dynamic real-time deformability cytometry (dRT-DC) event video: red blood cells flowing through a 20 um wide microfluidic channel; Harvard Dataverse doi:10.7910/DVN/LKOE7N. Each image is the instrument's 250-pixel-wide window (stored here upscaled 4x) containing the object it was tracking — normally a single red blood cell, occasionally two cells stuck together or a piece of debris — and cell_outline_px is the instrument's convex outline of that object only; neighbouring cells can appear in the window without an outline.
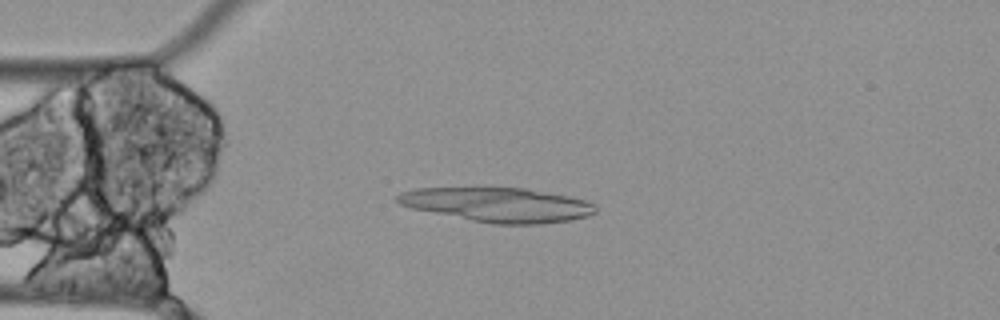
{"species": "Egyptian fruit bat (a non-hibernating species)", "species_latin": "Rousettus aegyptiacus", "temperature_condition": "cold", "stored_images_in_passage": 3, "camera_frame_rate_fps": 3000, "um_per_image_px": 0.085, "animal": {"sex": "female"}, "frame": {"image": 1, "passage_image": 3, "time_ms": 0.667, "image_size_px": [1000, 320], "cell_outline_px": [[596, 212], [588, 216], [568, 220], [540, 224], [496, 224], [472, 220], [412, 208], [400, 204], [396, 200], [396, 196], [400, 192], [416, 188], [524, 188], [568, 196], [584, 200], [596, 204]], "centroid_in_image_um": [42.32, 17.4], "position_along_channel_um": 42.7, "area_um2": 39.25}}